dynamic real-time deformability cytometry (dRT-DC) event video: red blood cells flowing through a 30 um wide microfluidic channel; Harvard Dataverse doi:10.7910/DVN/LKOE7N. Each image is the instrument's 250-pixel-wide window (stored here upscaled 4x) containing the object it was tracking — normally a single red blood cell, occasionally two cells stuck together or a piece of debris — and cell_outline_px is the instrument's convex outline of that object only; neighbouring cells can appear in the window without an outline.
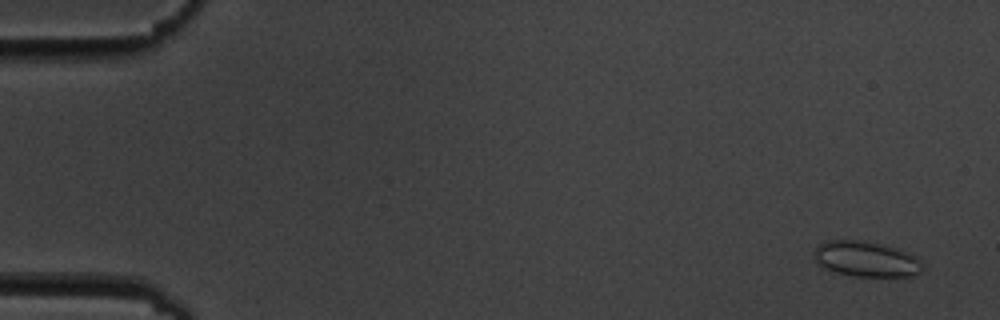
{"species": "common noctule bat (a hibernating species)", "species_latin": "Nyctalus noctula", "temperature_condition": "cold", "stored_images_in_passage": 6, "camera_frame_rate_fps": 3000, "um_per_image_px": 0.085, "animal": {"sex": "male", "body_mass_g": 19.5, "forearm_length_mm": 54.6}, "frame": {"image": 1, "passage_image": 1, "time_ms": 0.0, "image_size_px": [1000, 320], "cell_outline_px": [[924, 268], [920, 272], [912, 276], [856, 276], [836, 272], [824, 268], [816, 264], [816, 248], [824, 240], [864, 240], [896, 248], [908, 252], [916, 256], [924, 264]], "centroid_in_image_um": [73.65, 22.01], "position_along_channel_um": 11.3, "area_um2": 22.43}}
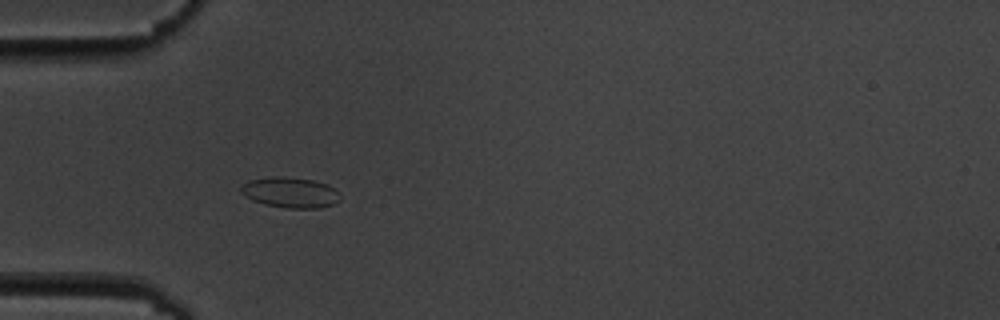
{"frame": {"image": 2, "passage_image": 5, "time_ms": 5.0, "image_size_px": [1000, 320], "cell_outline_px": [[340, 200], [332, 204], [320, 208], [288, 208], [264, 204], [252, 200], [244, 196], [240, 192], [240, 188], [248, 180], [272, 176], [284, 176], [312, 180], [328, 184], [340, 196]], "centroid_in_image_um": [24.63, 16.35], "position_along_channel_um": 60.4, "area_um2": 17.63}}